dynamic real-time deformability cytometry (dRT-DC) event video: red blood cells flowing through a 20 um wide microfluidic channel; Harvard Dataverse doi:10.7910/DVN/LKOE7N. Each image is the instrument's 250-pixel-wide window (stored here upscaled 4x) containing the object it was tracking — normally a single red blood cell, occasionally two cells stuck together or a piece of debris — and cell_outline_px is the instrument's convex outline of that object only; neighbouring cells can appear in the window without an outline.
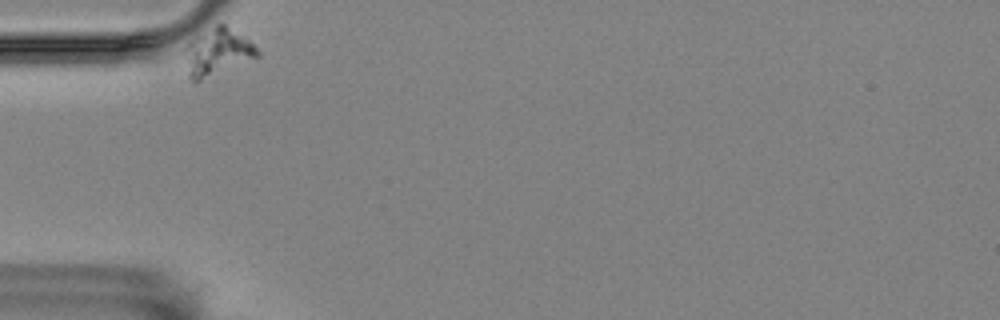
{"species": "Egyptian fruit bat (a non-hibernating species)", "species_latin": "Rousettus aegyptiacus", "temperature_condition": "room temperature", "stored_images_in_passage": 39, "camera_frame_rate_fps": 3000, "um_per_image_px": 0.085, "animal": {"sex": "female"}, "frame": {"image": 1, "passage_image": 1, "time_ms": 0.0, "image_size_px": [1000, 320], "cell_outline_px": [[260, 56], [196, 84], [188, 76], [180, 52], [192, 40], [216, 24], [224, 24], [244, 36], [260, 52]], "centroid_in_image_um": [18.41, 4.49], "position_along_channel_um": 66.6, "area_um2": 20.35}}
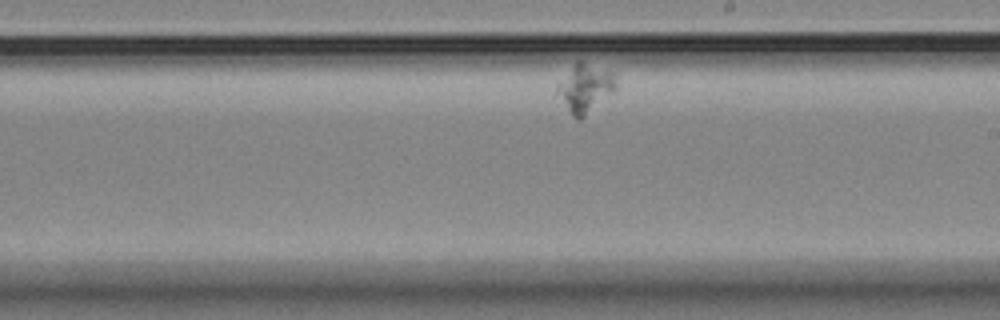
{"frame": {"image": 2, "passage_image": 23, "time_ms": 7.333, "image_size_px": [1000, 320], "cell_outline_px": [[616, 88], [612, 92], [580, 120], [576, 120], [572, 116], [556, 92], [556, 84], [576, 60], [580, 60], [612, 72], [616, 80]], "centroid_in_image_um": [49.69, 7.47], "position_along_channel_um": 239.3, "area_um2": 16.42}}
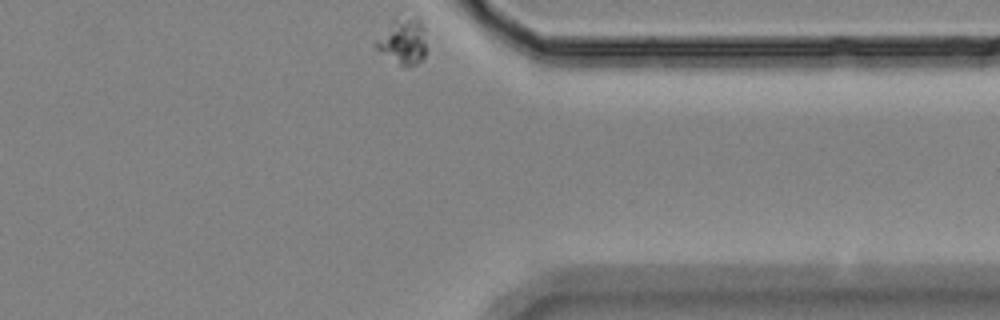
{"frame": {"image": 3, "passage_image": 39, "time_ms": 12.667, "image_size_px": [1000, 320], "cell_outline_px": [[424, 56], [416, 64], [400, 64], [380, 52], [372, 44], [392, 20], [416, 12], [420, 16], [424, 28]], "centroid_in_image_um": [34.25, 3.39], "position_along_channel_um": 377.1, "area_um2": 13.58}}